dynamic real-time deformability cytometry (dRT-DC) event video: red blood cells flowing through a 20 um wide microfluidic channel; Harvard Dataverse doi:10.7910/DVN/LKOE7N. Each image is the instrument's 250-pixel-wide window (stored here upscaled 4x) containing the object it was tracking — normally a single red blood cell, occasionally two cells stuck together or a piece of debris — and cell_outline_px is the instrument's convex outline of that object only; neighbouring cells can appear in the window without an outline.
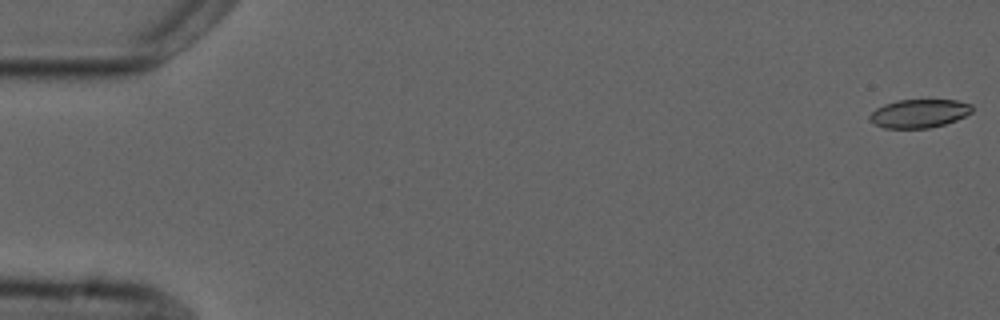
{"species": "common noctule bat (a hibernating species)", "species_latin": "Nyctalus noctula", "temperature_condition": "cold", "stored_images_in_passage": 4, "camera_frame_rate_fps": 3000, "um_per_image_px": 0.085, "animal": {"sex": "male", "forearm_length_mm": 52.5}, "frame": {"image": 1, "passage_image": 1, "time_ms": 0.0, "image_size_px": [1000, 320], "cell_outline_px": [[972, 112], [956, 120], [944, 124], [928, 128], [884, 128], [868, 120], [868, 116], [876, 108], [884, 104], [896, 100], [956, 100], [972, 104]], "centroid_in_image_um": [78.11, 9.64], "position_along_channel_um": 6.9, "area_um2": 16.99}}
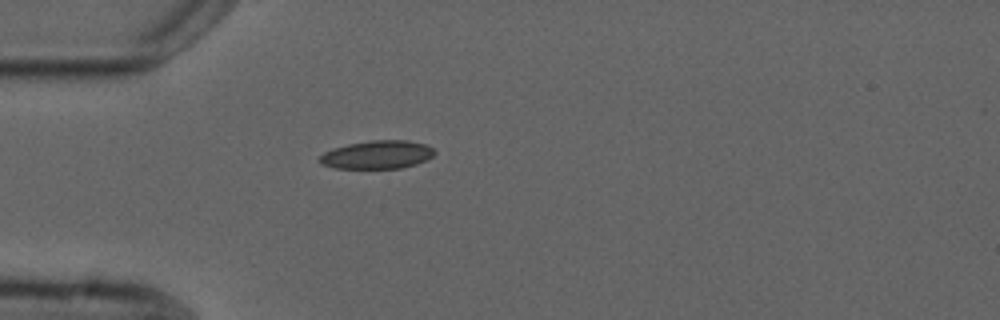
{"frame": {"image": 2, "passage_image": 4, "time_ms": 5.0, "image_size_px": [1000, 320], "cell_outline_px": [[436, 152], [428, 160], [416, 164], [400, 168], [336, 168], [320, 164], [316, 160], [324, 152], [332, 148], [348, 144], [372, 140], [408, 140], [424, 144], [432, 148]], "centroid_in_image_um": [32.04, 13.15], "position_along_channel_um": 53.0, "area_um2": 19.02}}